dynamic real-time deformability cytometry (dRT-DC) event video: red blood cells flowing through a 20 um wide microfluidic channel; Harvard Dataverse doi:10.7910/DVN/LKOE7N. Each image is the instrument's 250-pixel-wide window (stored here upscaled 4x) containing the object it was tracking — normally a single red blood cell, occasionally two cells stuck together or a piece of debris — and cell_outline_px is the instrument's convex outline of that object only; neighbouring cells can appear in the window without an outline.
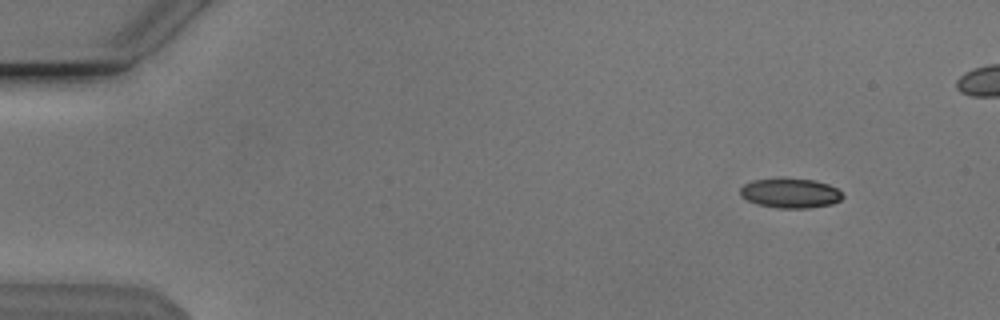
{"species": "Egyptian fruit bat (a non-hibernating species)", "species_latin": "Rousettus aegyptiacus", "temperature_condition": "cold", "stored_images_in_passage": 16, "camera_frame_rate_fps": 3000, "um_per_image_px": 0.085, "animal": {"sex": "male"}, "frame": {"image": 1, "passage_image": 1, "time_ms": 0.0, "image_size_px": [1000, 320], "cell_outline_px": [[844, 196], [840, 200], [832, 204], [808, 208], [780, 208], [756, 204], [740, 196], [740, 188], [744, 184], [752, 180], [780, 176], [784, 176], [816, 180], [828, 184], [836, 188]], "centroid_in_image_um": [67.15, 16.38], "position_along_channel_um": 17.9, "area_um2": 18.26}}
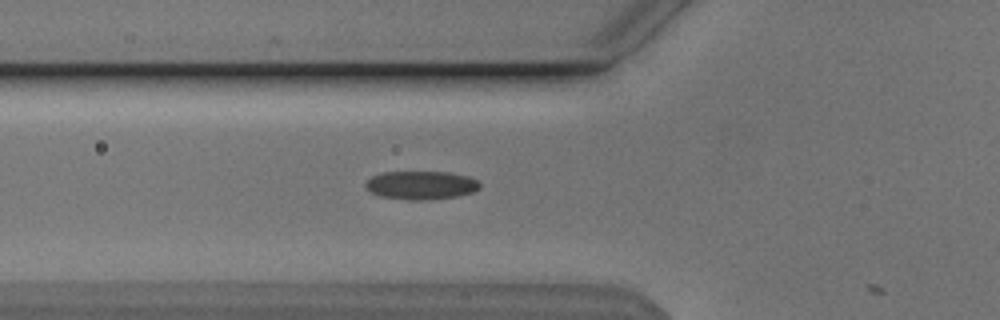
{"frame": {"image": 2, "passage_image": 15, "time_ms": 4.667, "image_size_px": [1000, 320], "cell_outline_px": [[480, 188], [472, 192], [460, 196], [432, 200], [408, 200], [380, 196], [372, 192], [364, 184], [372, 176], [384, 172], [448, 172], [468, 176], [480, 180]], "centroid_in_image_um": [35.85, 15.75], "position_along_channel_um": 90.0, "area_um2": 19.07}}